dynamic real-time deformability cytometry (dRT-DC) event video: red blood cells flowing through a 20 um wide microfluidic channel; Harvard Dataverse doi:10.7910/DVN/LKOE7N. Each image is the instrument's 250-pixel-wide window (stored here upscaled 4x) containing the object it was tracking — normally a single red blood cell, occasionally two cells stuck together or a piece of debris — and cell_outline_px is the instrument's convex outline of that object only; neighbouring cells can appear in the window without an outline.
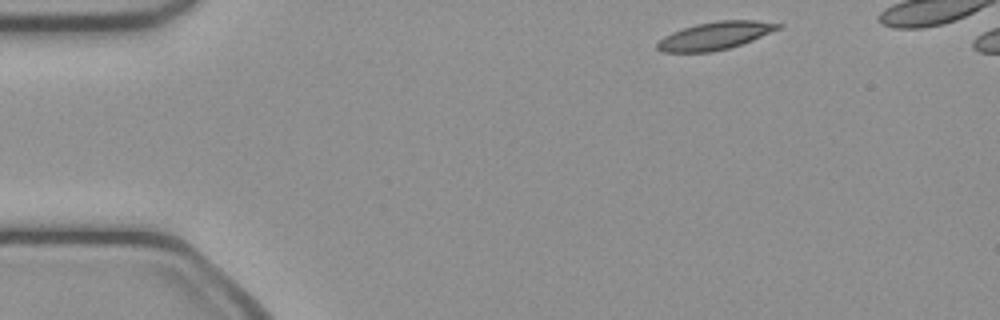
{"species": "common noctule bat (a hibernating species)", "species_latin": "Nyctalus noctula", "temperature_condition": "cold", "stored_images_in_passage": 39, "camera_frame_rate_fps": 3000, "um_per_image_px": 0.085, "animal": {"sex": "female", "body_mass_g": 21.9}, "frame": {"image": 1, "passage_image": 1, "time_ms": 0.0, "image_size_px": [1000, 320], "cell_outline_px": [[784, 24], [780, 28], [752, 40], [728, 48], [712, 52], [660, 52], [656, 48], [656, 44], [664, 36], [672, 32], [696, 24], [720, 20], [756, 20]], "centroid_in_image_um": [60.77, 3.04], "position_along_channel_um": 24.2, "area_um2": 19.42}}
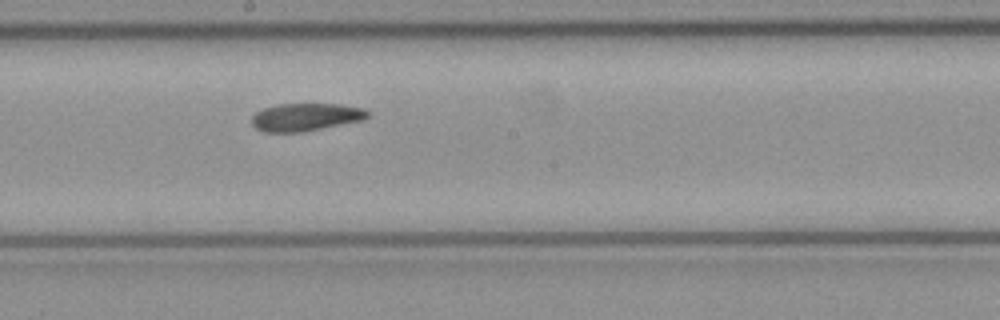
{"frame": {"image": 2, "passage_image": 21, "time_ms": 6.667, "image_size_px": [1000, 320], "cell_outline_px": [[368, 116], [360, 120], [300, 132], [264, 132], [256, 128], [252, 124], [252, 116], [256, 112], [264, 108], [276, 104], [340, 104], [364, 108], [368, 112]], "centroid_in_image_um": [25.93, 9.94], "position_along_channel_um": 222.3, "area_um2": 18.44}}
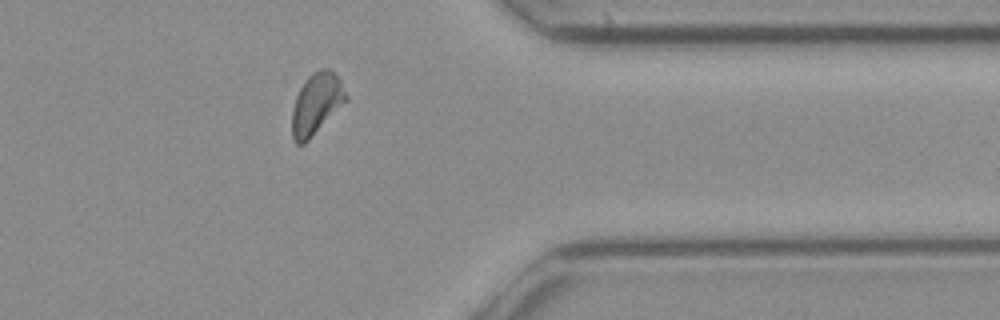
{"frame": {"image": 3, "passage_image": 34, "time_ms": 11.0, "image_size_px": [1000, 320], "cell_outline_px": [[348, 100], [304, 144], [296, 144], [292, 136], [292, 108], [296, 96], [304, 80], [312, 72], [320, 68], [332, 68], [340, 80], [348, 96]], "centroid_in_image_um": [26.9, 8.78], "position_along_channel_um": 384.5, "area_um2": 19.42}, "authors_computed_cell_mechanics": {"area_um2": 19.4208, "velocity_mm_per_s": 4.0624, "shape_relaxation_time_tau1_ms": 4.1801, "shape_relaxation_time_tau2_ms": 3.2731, "deformation_change_tau1": 0.1269, "deformation_change_tau2": 0.0969}}